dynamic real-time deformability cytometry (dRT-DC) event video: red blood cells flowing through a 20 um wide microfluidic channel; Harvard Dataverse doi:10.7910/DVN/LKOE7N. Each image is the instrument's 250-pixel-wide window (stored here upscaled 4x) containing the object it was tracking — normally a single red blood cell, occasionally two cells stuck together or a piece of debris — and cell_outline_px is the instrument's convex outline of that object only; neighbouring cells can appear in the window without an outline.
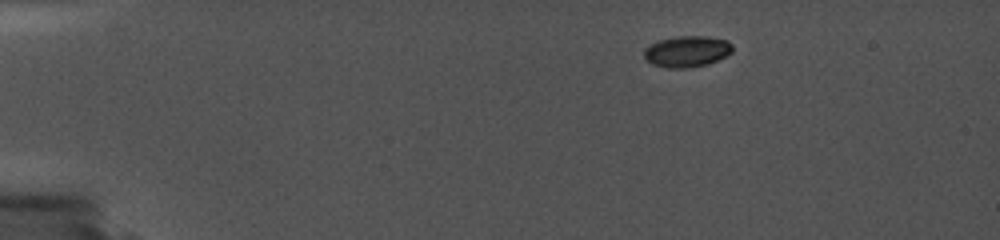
{"species": "common noctule bat (a hibernating species)", "species_latin": "Nyctalus noctula", "temperature_condition": "cold", "stored_images_in_passage": 10, "camera_frame_rate_fps": 5000, "um_per_image_px": 0.085, "animal": {"sex": "female", "body_mass_g": 19.0, "forearm_length_mm": 56.7}, "frame": {"image": 1, "passage_image": 4, "time_ms": 2.8, "image_size_px": [1000, 240], "cell_outline_px": [[732, 52], [708, 64], [688, 68], [668, 68], [652, 64], [644, 56], [644, 48], [660, 40], [680, 36], [704, 36], [728, 40], [732, 44]], "centroid_in_image_um": [58.4, 4.37], "position_along_channel_um": 26.6, "area_um2": 15.9}}
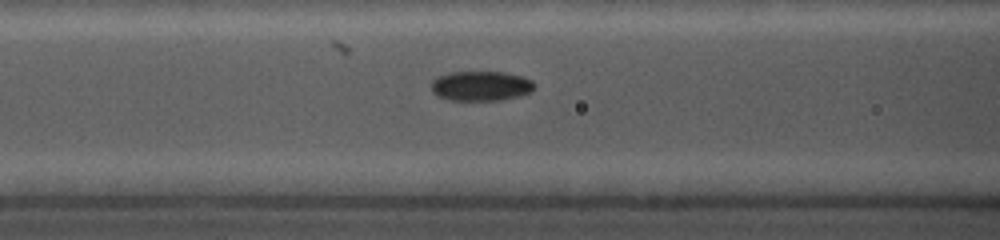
{"frame": {"image": 2, "passage_image": 10, "time_ms": 8.0, "image_size_px": [1000, 240], "cell_outline_px": [[536, 84], [532, 92], [520, 96], [500, 100], [448, 100], [432, 92], [432, 80], [440, 76], [452, 72], [504, 72], [520, 76], [532, 80]], "centroid_in_image_um": [40.92, 7.31], "position_along_channel_um": 125.7, "area_um2": 17.86}}